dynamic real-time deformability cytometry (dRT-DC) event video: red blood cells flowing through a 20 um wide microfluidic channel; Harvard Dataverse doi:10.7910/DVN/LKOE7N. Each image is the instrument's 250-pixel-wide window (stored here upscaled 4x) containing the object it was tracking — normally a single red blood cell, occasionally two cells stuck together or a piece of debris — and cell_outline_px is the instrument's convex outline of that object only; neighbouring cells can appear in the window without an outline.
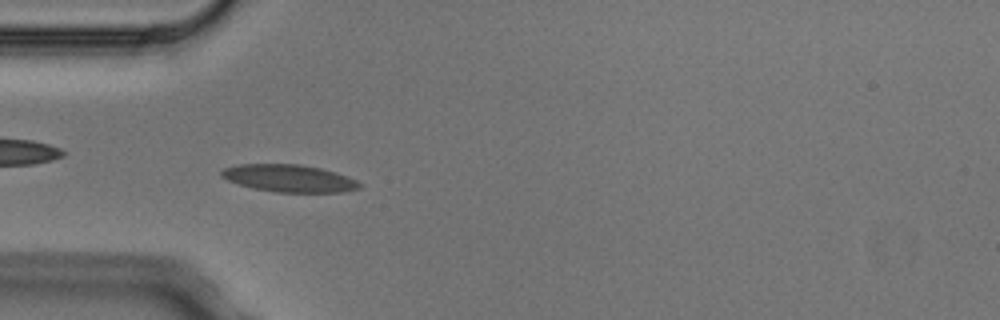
{"species": "Egyptian fruit bat (a non-hibernating species)", "species_latin": "Rousettus aegyptiacus", "temperature_condition": "cold", "stored_images_in_passage": 7, "camera_frame_rate_fps": 3000, "um_per_image_px": 0.085, "animal": {"sex": "male"}, "frame": {"image": 1, "passage_image": 5, "time_ms": 1.333, "image_size_px": [1000, 320], "cell_outline_px": [[364, 184], [360, 188], [344, 192], [276, 192], [252, 188], [228, 180], [220, 176], [220, 172], [224, 168], [236, 164], [300, 164], [320, 168], [336, 172], [356, 180]], "centroid_in_image_um": [24.59, 15.15], "position_along_channel_um": 60.4, "area_um2": 22.08}}
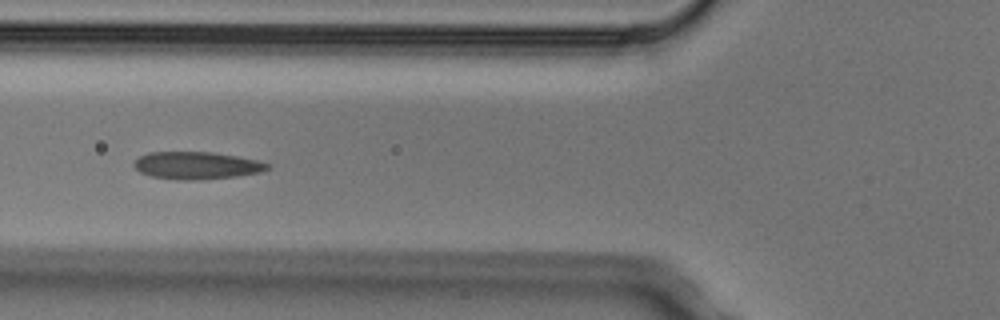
{"frame": {"image": 2, "passage_image": 6, "time_ms": 1.667, "image_size_px": [1000, 320], "cell_outline_px": [[268, 168], [260, 172], [236, 176], [192, 180], [180, 180], [152, 176], [140, 172], [132, 164], [140, 156], [148, 152], [212, 152], [236, 156], [256, 160], [268, 164]], "centroid_in_image_um": [16.67, 14.06], "position_along_channel_um": 109.1, "area_um2": 20.98}}
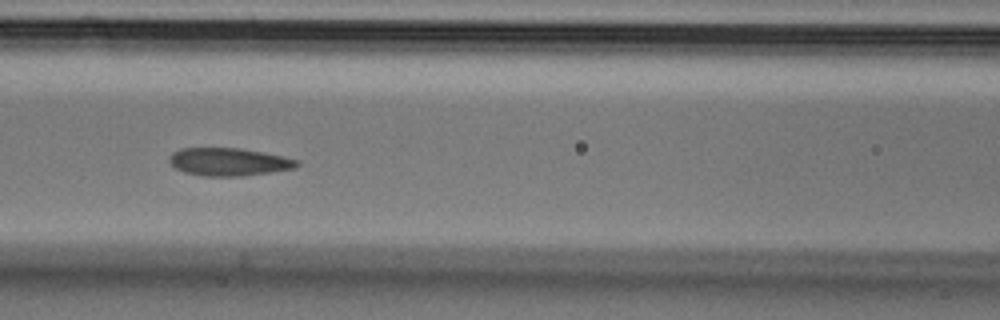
{"frame": {"image": 3, "passage_image": 7, "time_ms": 2.0, "image_size_px": [1000, 320], "cell_outline_px": [[300, 164], [296, 168], [244, 176], [200, 176], [184, 172], [176, 168], [168, 160], [168, 156], [172, 152], [180, 148], [240, 148], [284, 156], [300, 160]], "centroid_in_image_um": [19.45, 13.76], "position_along_channel_um": 147.1, "area_um2": 20.92}}